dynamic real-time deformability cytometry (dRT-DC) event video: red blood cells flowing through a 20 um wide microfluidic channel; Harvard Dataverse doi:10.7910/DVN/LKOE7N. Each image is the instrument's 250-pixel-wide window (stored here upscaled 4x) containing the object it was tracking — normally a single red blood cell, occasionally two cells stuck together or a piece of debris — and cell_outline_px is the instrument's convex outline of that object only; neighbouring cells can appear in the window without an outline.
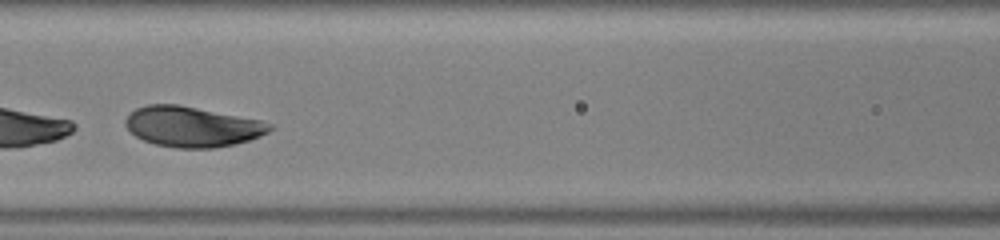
{"species": "human", "species_latin": "Homo sapiens", "temperature_condition": "warm", "stored_images_in_passage": 34, "camera_frame_rate_fps": 3000, "um_per_image_px": 0.085, "donor": {"sex": "male"}, "frame": {"image": 1, "passage_image": 12, "time_ms": 3.667, "image_size_px": [1000, 240], "cell_outline_px": [[276, 128], [260, 136], [236, 144], [212, 148], [176, 148], [156, 144], [144, 140], [136, 136], [124, 124], [124, 120], [136, 108], [148, 104], [176, 104], [260, 120], [276, 124]], "centroid_in_image_um": [16.37, 10.77], "position_along_channel_um": 150.2, "area_um2": 33.81}}
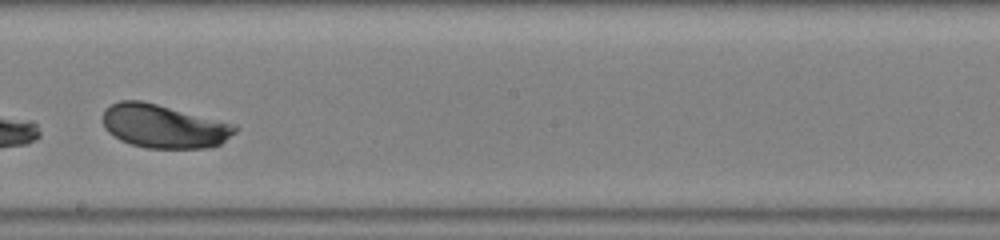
{"frame": {"image": 2, "passage_image": 18, "time_ms": 5.667, "image_size_px": [1000, 240], "cell_outline_px": [[240, 128], [236, 132], [220, 144], [204, 148], [148, 148], [132, 144], [120, 140], [108, 132], [104, 128], [104, 108], [120, 100], [140, 100], [236, 124]], "centroid_in_image_um": [13.93, 10.73], "position_along_channel_um": 234.3, "area_um2": 33.41}}
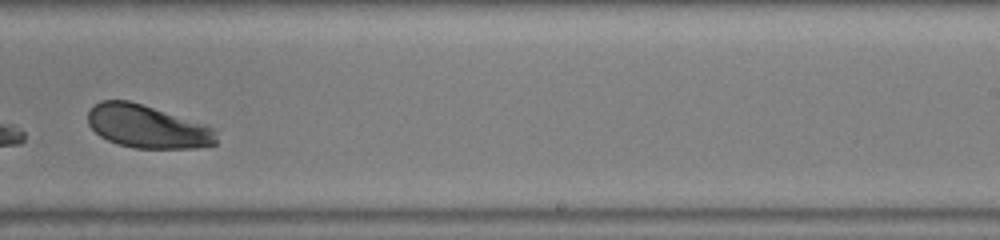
{"frame": {"image": 3, "passage_image": 21, "time_ms": 6.667, "image_size_px": [1000, 240], "cell_outline_px": [[216, 144], [196, 148], [132, 148], [116, 144], [100, 136], [88, 124], [88, 112], [100, 100], [128, 100], [204, 124], [212, 128], [216, 132]], "centroid_in_image_um": [12.5, 10.77], "position_along_channel_um": 276.5, "area_um2": 31.91}, "authors_computed_cell_mechanics": {"area_um2": 33.8997, "velocity_mm_per_s": 4.2199, "shape_relaxation_time_tau1_ms": 0.7214, "shape_relaxation_time_tau2_ms": null, "deformation_change_tau1": 0.267, "deformation_change_tau2": null}}